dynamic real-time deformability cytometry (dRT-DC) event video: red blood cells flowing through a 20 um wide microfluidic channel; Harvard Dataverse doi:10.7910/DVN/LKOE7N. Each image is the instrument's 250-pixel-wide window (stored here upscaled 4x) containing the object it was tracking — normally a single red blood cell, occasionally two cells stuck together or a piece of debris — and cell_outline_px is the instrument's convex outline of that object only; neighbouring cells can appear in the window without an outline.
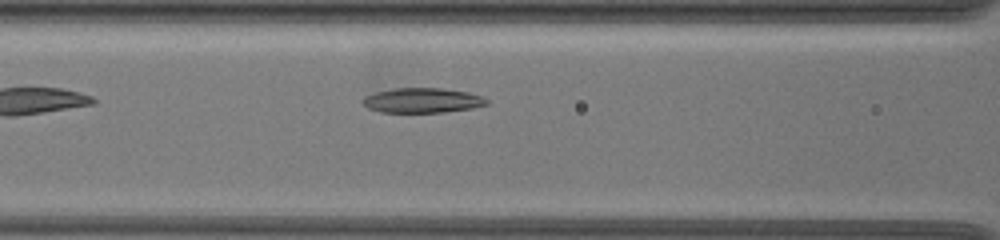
{"species": "common noctule bat (a hibernating species)", "species_latin": "Nyctalus noctula", "temperature_condition": "warm", "stored_images_in_passage": 38, "camera_frame_rate_fps": 3000, "um_per_image_px": 0.085, "animal": {"sex": "female", "body_mass_g": 19.5, "forearm_length_mm": 54.1}, "frame": {"image": 1, "passage_image": 6, "time_ms": 1.667, "image_size_px": [1000, 240], "cell_outline_px": [[488, 104], [472, 108], [444, 112], [380, 112], [368, 108], [360, 100], [364, 96], [376, 92], [392, 88], [440, 88], [468, 92], [484, 96], [488, 100]], "centroid_in_image_um": [35.9, 8.53], "position_along_channel_um": 130.7, "area_um2": 18.03}}
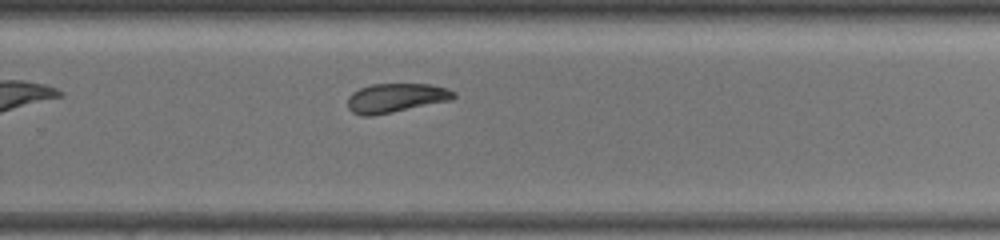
{"frame": {"image": 2, "passage_image": 20, "time_ms": 6.333, "image_size_px": [1000, 240], "cell_outline_px": [[456, 96], [452, 100], [372, 116], [360, 116], [352, 112], [348, 108], [348, 96], [352, 92], [360, 88], [372, 84], [428, 84], [448, 88], [456, 92]], "centroid_in_image_um": [33.65, 8.32], "position_along_channel_um": 296.2, "area_um2": 18.09}}
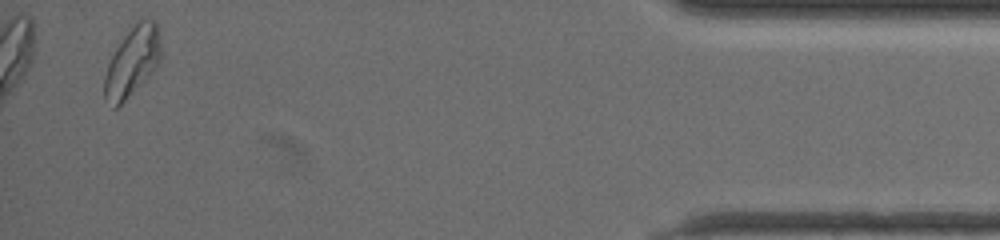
{"frame": {"image": 3, "passage_image": 36, "time_ms": 11.667, "image_size_px": [1000, 240], "cell_outline_px": [[160, 60], [148, 76], [116, 108], [112, 108], [104, 100], [104, 76], [108, 64], [116, 48], [124, 36], [144, 16], [156, 20], [160, 40]], "centroid_in_image_um": [11.23, 5.23], "position_along_channel_um": 424.0, "area_um2": 22.43}, "authors_computed_cell_mechanics": {"area_um2": 18.6405, "velocity_mm_per_s": 3.5554, "shape_relaxation_time_tau1_ms": 7.5211, "shape_relaxation_time_tau2_ms": null, "deformation_change_tau1": 0.1775, "deformation_change_tau2": null}}